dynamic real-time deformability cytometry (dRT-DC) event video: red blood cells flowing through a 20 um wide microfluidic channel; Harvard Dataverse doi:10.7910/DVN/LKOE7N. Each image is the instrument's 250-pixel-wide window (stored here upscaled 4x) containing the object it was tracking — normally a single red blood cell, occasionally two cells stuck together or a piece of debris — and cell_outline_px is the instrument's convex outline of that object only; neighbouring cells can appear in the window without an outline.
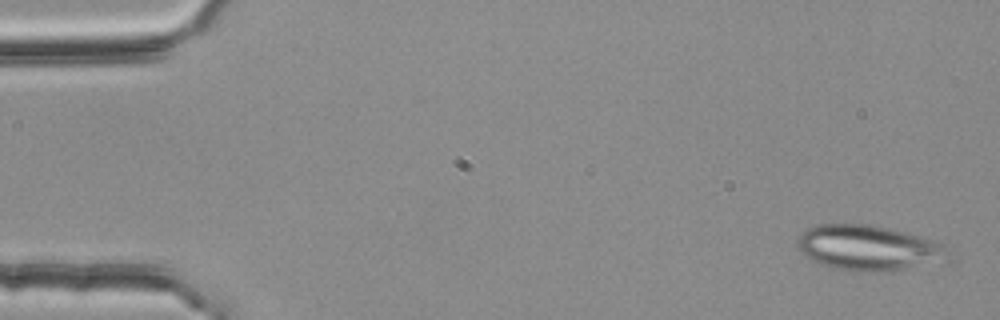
{"species": "common noctule bat (a hibernating species)", "species_latin": "Nyctalus noctula", "temperature_condition": "room temperature", "stored_images_in_passage": 52, "segment_of_instrument_passage": [1, 2], "camera_frame_rate_fps": 3000, "um_per_image_px": 0.085, "animal": {"sex": "female", "body_mass_g": 25.1}, "frame": {"image": 1, "passage_image": 2, "time_ms": 0.333, "image_size_px": [1000, 320], "cell_outline_px": [[952, 260], [948, 264], [872, 272], [860, 272], [832, 268], [820, 264], [804, 256], [796, 240], [808, 228], [816, 224], [872, 224], [904, 232], [932, 240], [940, 244]], "centroid_in_image_um": [73.87, 21.1], "position_along_channel_um": 11.1, "area_um2": 40.11}}